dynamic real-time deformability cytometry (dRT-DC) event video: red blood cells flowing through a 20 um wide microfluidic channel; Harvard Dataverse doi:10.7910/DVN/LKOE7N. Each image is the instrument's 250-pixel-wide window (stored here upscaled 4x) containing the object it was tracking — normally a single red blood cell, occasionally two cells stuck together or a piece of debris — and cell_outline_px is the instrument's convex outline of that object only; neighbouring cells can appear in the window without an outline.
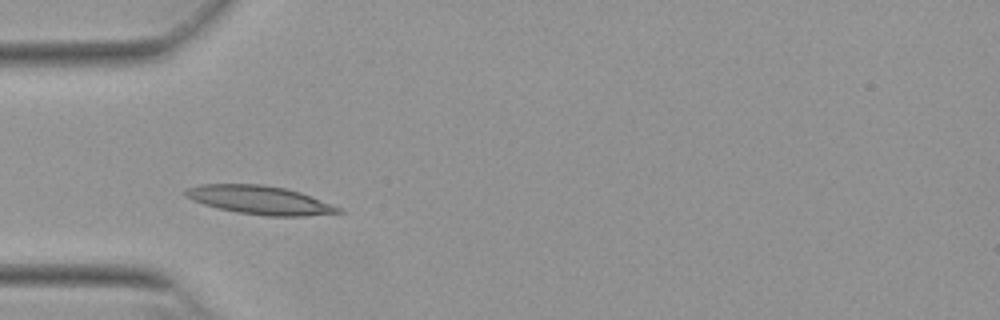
{"species": "Egyptian fruit bat (a non-hibernating species)", "species_latin": "Rousettus aegyptiacus", "temperature_condition": "warm", "stored_images_in_passage": 47, "camera_frame_rate_fps": 3000, "um_per_image_px": 0.085, "animal": {"sex": "female"}, "frame": {"image": 1, "passage_image": 10, "time_ms": 3.0, "image_size_px": [1000, 320], "cell_outline_px": [[344, 212], [304, 216], [264, 216], [236, 212], [204, 204], [192, 200], [184, 196], [184, 192], [188, 188], [200, 184], [260, 184], [284, 188], [300, 192], [340, 208]], "centroid_in_image_um": [22.05, 17.0], "position_along_channel_um": 63.0, "area_um2": 25.14}}
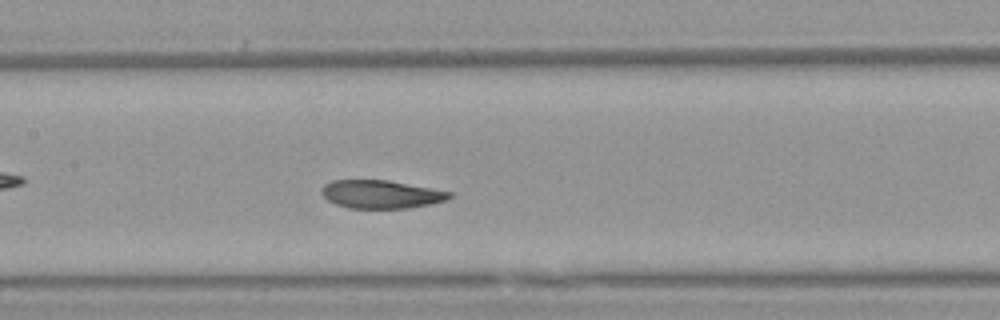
{"frame": {"image": 2, "passage_image": 19, "time_ms": 6.0, "image_size_px": [1000, 320], "cell_outline_px": [[452, 196], [444, 200], [432, 204], [408, 208], [348, 208], [336, 204], [328, 200], [320, 192], [320, 188], [324, 184], [332, 180], [388, 180], [452, 192]], "centroid_in_image_um": [32.35, 16.51], "position_along_channel_um": 175.0, "area_um2": 20.98}}
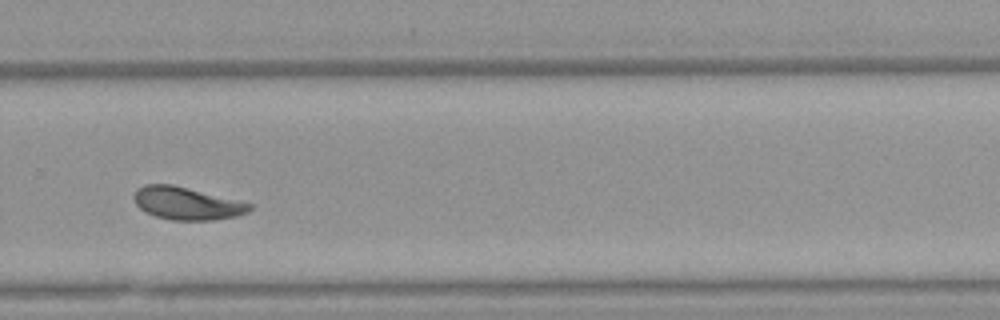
{"frame": {"image": 3, "passage_image": 30, "time_ms": 9.667, "image_size_px": [1000, 320], "cell_outline_px": [[252, 208], [248, 212], [236, 216], [212, 220], [172, 220], [156, 216], [140, 208], [136, 204], [132, 196], [136, 188], [144, 184], [172, 184], [252, 204]], "centroid_in_image_um": [15.84, 17.28], "position_along_channel_um": 314.0, "area_um2": 21.79}, "authors_computed_cell_mechanics": {"area_um2": 22.3686, "velocity_mm_per_s": 3.7987, "shape_relaxation_time_tau1_ms": 5.3342, "shape_relaxation_time_tau2_ms": 1.4378, "deformation_change_tau1": 0.165, "deformation_change_tau2": 0.0732}}